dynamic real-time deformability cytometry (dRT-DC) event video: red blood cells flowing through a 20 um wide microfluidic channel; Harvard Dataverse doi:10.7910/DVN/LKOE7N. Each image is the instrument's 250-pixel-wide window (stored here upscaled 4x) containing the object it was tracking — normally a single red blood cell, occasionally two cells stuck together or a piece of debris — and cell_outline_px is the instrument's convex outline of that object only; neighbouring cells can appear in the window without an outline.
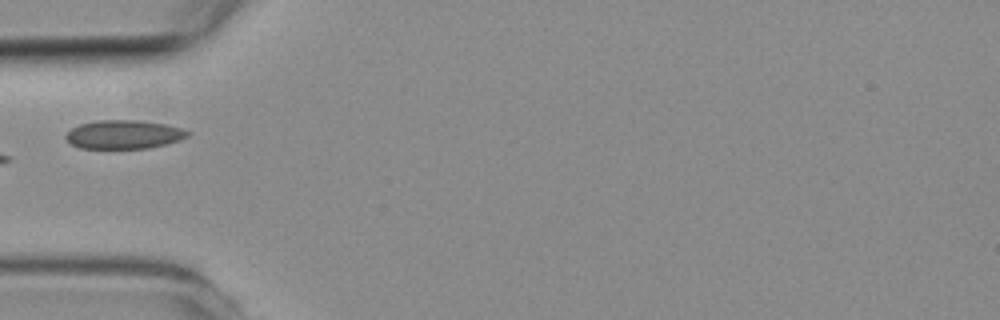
{"species": "common noctule bat (a hibernating species)", "species_latin": "Nyctalus noctula", "temperature_condition": "room temperature", "stored_images_in_passage": 1, "camera_frame_rate_fps": 3000, "um_per_image_px": 0.085, "animal": {"sex": "female", "body_mass_g": 19.3, "forearm_length_mm": 54.1}, "frame": {"image": 1, "passage_image": 1, "time_ms": 0.0, "image_size_px": [1000, 320], "cell_outline_px": [[192, 132], [188, 136], [180, 140], [148, 148], [80, 148], [72, 144], [64, 136], [72, 128], [80, 124], [96, 120], [136, 120], [164, 124], [180, 128]], "centroid_in_image_um": [10.53, 11.42], "position_along_channel_um": 74.5, "area_um2": 20.17}}